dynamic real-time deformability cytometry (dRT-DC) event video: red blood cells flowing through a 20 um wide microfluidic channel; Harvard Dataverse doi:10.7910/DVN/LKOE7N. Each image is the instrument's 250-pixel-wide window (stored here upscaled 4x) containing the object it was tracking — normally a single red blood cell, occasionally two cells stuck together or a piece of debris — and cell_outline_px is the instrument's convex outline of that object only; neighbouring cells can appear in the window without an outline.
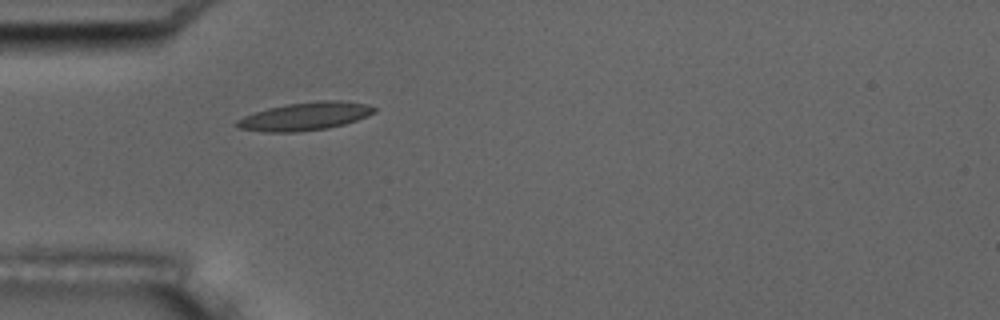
{"species": "common noctule bat (a hibernating species)", "species_latin": "Nyctalus noctula", "temperature_condition": "room temperature", "stored_images_in_passage": 4, "camera_frame_rate_fps": 3000, "um_per_image_px": 0.085, "animal": {"sex": "male", "body_mass_g": 17.5, "forearm_length_mm": 52.3}, "frame": {"image": 1, "passage_image": 4, "time_ms": 4.0, "image_size_px": [1000, 320], "cell_outline_px": [[376, 112], [368, 116], [344, 124], [328, 128], [296, 132], [264, 132], [240, 128], [232, 124], [236, 120], [252, 112], [268, 108], [288, 104], [324, 100], [344, 100], [368, 104], [376, 108]], "centroid_in_image_um": [25.93, 9.88], "position_along_channel_um": 59.1, "area_um2": 22.6}}